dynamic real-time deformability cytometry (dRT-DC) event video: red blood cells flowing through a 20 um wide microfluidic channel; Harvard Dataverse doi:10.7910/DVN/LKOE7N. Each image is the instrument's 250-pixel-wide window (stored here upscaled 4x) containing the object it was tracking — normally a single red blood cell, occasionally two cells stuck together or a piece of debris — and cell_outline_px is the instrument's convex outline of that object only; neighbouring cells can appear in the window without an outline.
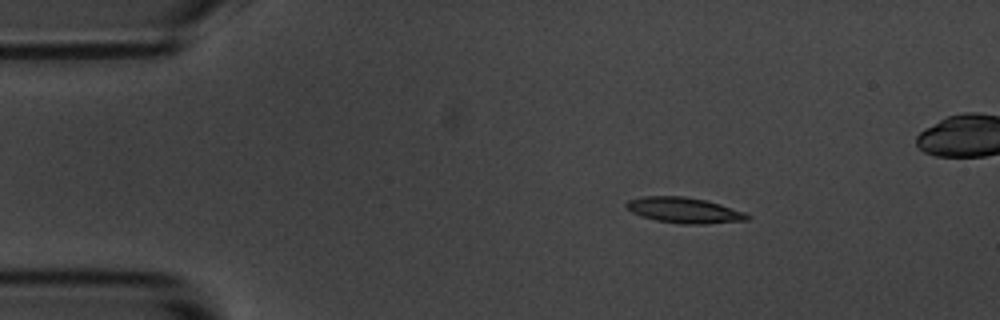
{"species": "common noctule bat (a hibernating species)", "species_latin": "Nyctalus noctula", "temperature_condition": "room temperature", "stored_images_in_passage": 4, "camera_frame_rate_fps": 3000, "um_per_image_px": 0.085, "animal": {"sex": "male", "body_mass_g": 20.1, "forearm_length_mm": 53.5}, "frame": {"image": 1, "passage_image": 1, "time_ms": 0.0, "image_size_px": [1000, 320], "cell_outline_px": [[752, 216], [748, 220], [708, 224], [684, 224], [656, 220], [632, 212], [624, 204], [628, 200], [644, 196], [684, 196], [704, 200], [720, 204], [744, 212]], "centroid_in_image_um": [58.18, 17.87], "position_along_channel_um": 26.8, "area_um2": 17.92}}